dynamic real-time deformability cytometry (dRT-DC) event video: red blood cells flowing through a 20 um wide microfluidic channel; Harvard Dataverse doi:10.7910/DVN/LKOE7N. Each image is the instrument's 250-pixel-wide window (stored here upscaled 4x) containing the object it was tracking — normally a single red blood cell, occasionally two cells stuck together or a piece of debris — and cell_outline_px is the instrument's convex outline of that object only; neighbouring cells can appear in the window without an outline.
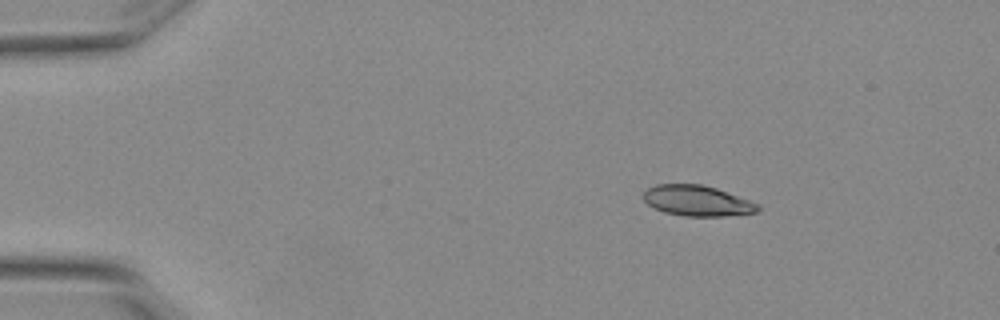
{"species": "Egyptian fruit bat (a non-hibernating species)", "species_latin": "Rousettus aegyptiacus", "temperature_condition": "warm", "stored_images_in_passage": 4, "camera_frame_rate_fps": 3000, "um_per_image_px": 0.085, "animal": {"sex": "female"}, "frame": {"image": 1, "passage_image": 2, "time_ms": 0.333, "image_size_px": [1000, 320], "cell_outline_px": [[760, 208], [756, 212], [724, 216], [684, 216], [664, 212], [648, 204], [644, 200], [644, 192], [648, 188], [656, 184], [700, 184], [716, 188], [760, 204]], "centroid_in_image_um": [59.26, 17.06], "position_along_channel_um": 25.7, "area_um2": 20.23}}